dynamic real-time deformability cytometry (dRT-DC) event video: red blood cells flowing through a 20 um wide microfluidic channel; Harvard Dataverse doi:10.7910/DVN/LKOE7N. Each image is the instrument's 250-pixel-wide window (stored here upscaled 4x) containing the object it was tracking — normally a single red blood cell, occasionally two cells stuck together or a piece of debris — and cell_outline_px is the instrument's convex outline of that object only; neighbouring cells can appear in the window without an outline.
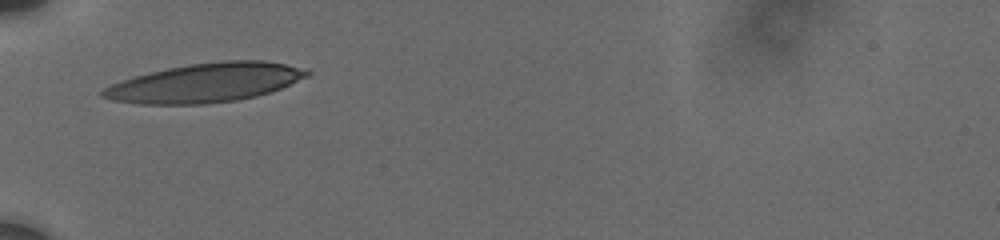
{"species": "human", "species_latin": "Homo sapiens", "temperature_condition": "cold", "stored_images_in_passage": 23, "camera_frame_rate_fps": 3000, "um_per_image_px": 0.085, "donor": {"sex": "male"}, "frame": {"image": 1, "passage_image": 1, "time_ms": 0.0, "image_size_px": [1000, 240], "cell_outline_px": [[312, 72], [308, 76], [280, 88], [256, 96], [236, 100], [204, 104], [140, 104], [112, 100], [100, 96], [100, 92], [104, 88], [112, 84], [148, 72], [188, 64], [224, 60], [264, 60], [308, 68]], "centroid_in_image_um": [17.48, 7.02], "position_along_channel_um": 67.5, "area_um2": 46.3}}
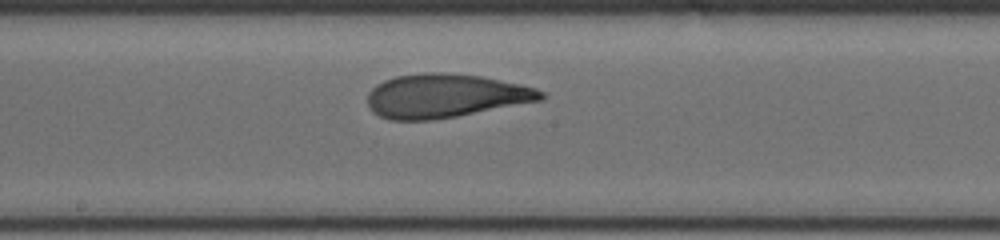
{"frame": {"image": 2, "passage_image": 13, "time_ms": 4.0, "image_size_px": [1000, 240], "cell_outline_px": [[544, 96], [540, 100], [456, 116], [432, 120], [388, 120], [372, 112], [368, 108], [368, 92], [376, 84], [384, 80], [396, 76], [424, 72], [440, 72], [480, 76], [520, 84], [536, 88], [544, 92]], "centroid_in_image_um": [37.78, 8.14], "position_along_channel_um": 210.4, "area_um2": 44.04}}
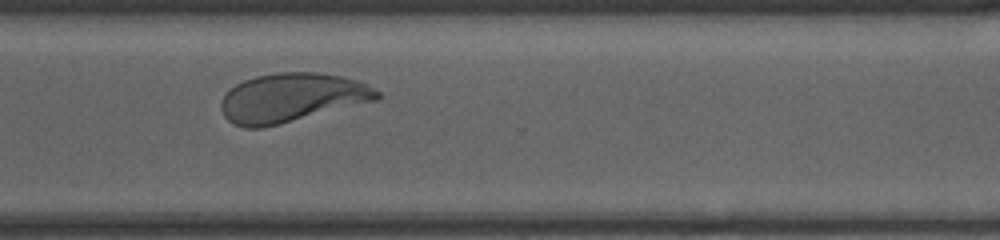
{"frame": {"image": 3, "passage_image": 22, "time_ms": 7.667, "image_size_px": [1000, 240], "cell_outline_px": [[380, 96], [376, 100], [264, 128], [244, 128], [232, 124], [224, 116], [220, 108], [220, 100], [236, 84], [244, 80], [256, 76], [276, 72], [316, 72], [340, 76], [356, 80], [380, 92]], "centroid_in_image_um": [24.74, 8.31], "position_along_channel_um": 345.9, "area_um2": 44.27}, "authors_computed_cell_mechanics": {"area_um2": 43.7546, "velocity_mm_per_s": 3.7123, "shape_relaxation_time_tau1_ms": 6.3815, "shape_relaxation_time_tau2_ms": 1.3265, "deformation_change_tau1": 0.2286, "deformation_change_tau2": 0.0926}}